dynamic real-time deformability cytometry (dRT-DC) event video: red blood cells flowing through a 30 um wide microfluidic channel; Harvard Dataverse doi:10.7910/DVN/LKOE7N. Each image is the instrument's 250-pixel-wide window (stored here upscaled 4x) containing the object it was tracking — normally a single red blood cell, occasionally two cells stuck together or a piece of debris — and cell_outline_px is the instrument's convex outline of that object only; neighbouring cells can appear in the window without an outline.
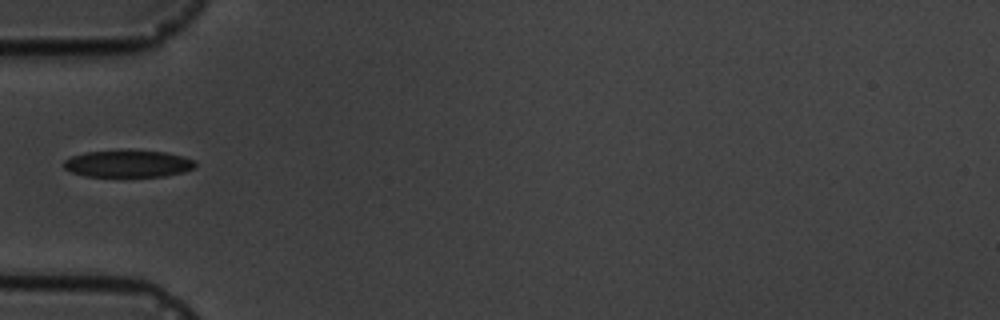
{"species": "common noctule bat (a hibernating species)", "species_latin": "Nyctalus noctula", "temperature_condition": "cold", "stored_images_in_passage": 10, "camera_frame_rate_fps": 3000, "um_per_image_px": 0.085, "animal": {"sex": "male", "body_mass_g": 19.5, "forearm_length_mm": 54.6}, "frame": {"image": 1, "passage_image": 1, "time_ms": 0.0, "image_size_px": [1000, 320], "cell_outline_px": [[196, 168], [184, 172], [164, 176], [84, 176], [72, 172], [64, 168], [64, 160], [72, 156], [84, 152], [124, 148], [164, 152], [184, 156], [196, 160]], "centroid_in_image_um": [10.91, 13.88], "position_along_channel_um": 74.1, "area_um2": 21.39}}
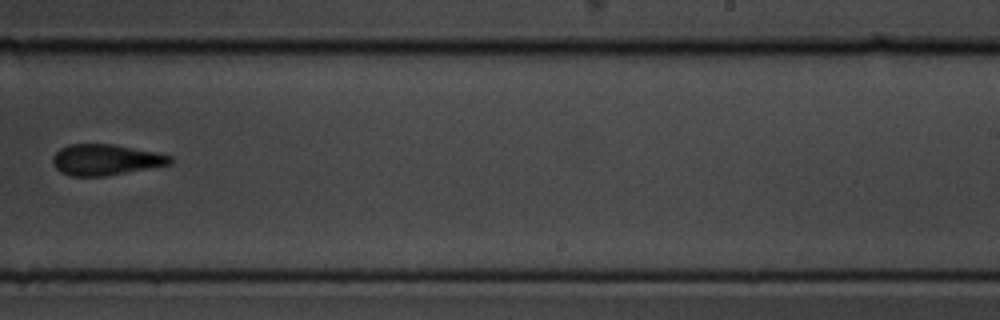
{"frame": {"image": 2, "passage_image": 6, "time_ms": 5.667, "image_size_px": [1000, 320], "cell_outline_px": [[172, 164], [108, 176], [72, 176], [60, 172], [52, 164], [52, 156], [60, 148], [68, 144], [116, 144], [156, 152], [172, 156]], "centroid_in_image_um": [8.98, 13.58], "position_along_channel_um": 280.0, "area_um2": 21.44}}
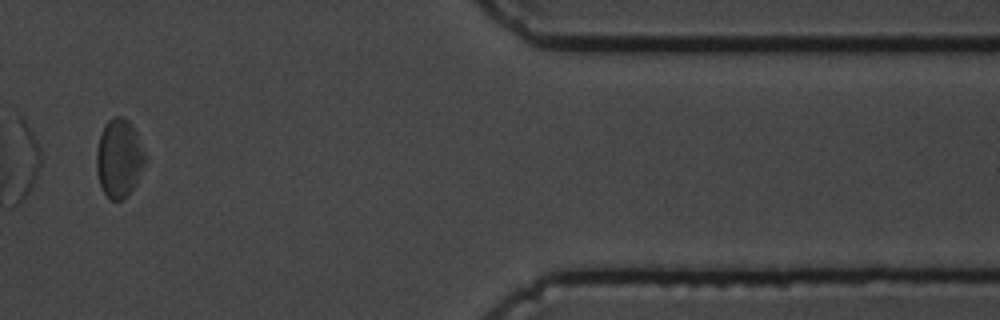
{"frame": {"image": 3, "passage_image": 9, "time_ms": 10.0, "image_size_px": [1000, 320], "cell_outline_px": [[148, 160], [132, 188], [124, 200], [112, 200], [104, 192], [100, 184], [96, 172], [96, 152], [100, 136], [104, 124], [112, 116], [124, 116], [132, 124], [148, 156]], "centroid_in_image_um": [10.14, 13.41], "position_along_channel_um": 401.3, "area_um2": 22.54}}